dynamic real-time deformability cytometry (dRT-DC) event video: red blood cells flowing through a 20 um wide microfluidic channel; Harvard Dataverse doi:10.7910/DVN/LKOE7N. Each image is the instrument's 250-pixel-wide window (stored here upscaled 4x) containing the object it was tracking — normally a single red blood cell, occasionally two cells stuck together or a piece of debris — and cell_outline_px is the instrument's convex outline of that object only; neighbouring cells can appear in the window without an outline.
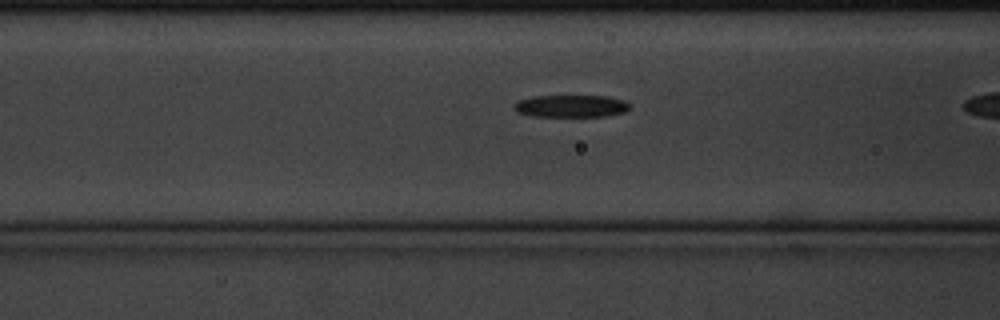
{"species": "common noctule bat (a hibernating species)", "species_latin": "Nyctalus noctula", "temperature_condition": "cold", "stored_images_in_passage": 27, "camera_frame_rate_fps": 3000, "um_per_image_px": 0.085, "animal": {"sex": "male", "body_mass_g": 20.1, "forearm_length_mm": 53.5}, "frame": {"image": 1, "passage_image": 19, "time_ms": 6.0, "image_size_px": [1000, 320], "cell_outline_px": [[628, 108], [624, 112], [608, 116], [528, 116], [516, 112], [512, 108], [512, 104], [516, 100], [532, 96], [608, 96], [624, 100], [628, 104]], "centroid_in_image_um": [48.44, 9.01], "position_along_channel_um": 118.2, "area_um2": 15.2}}